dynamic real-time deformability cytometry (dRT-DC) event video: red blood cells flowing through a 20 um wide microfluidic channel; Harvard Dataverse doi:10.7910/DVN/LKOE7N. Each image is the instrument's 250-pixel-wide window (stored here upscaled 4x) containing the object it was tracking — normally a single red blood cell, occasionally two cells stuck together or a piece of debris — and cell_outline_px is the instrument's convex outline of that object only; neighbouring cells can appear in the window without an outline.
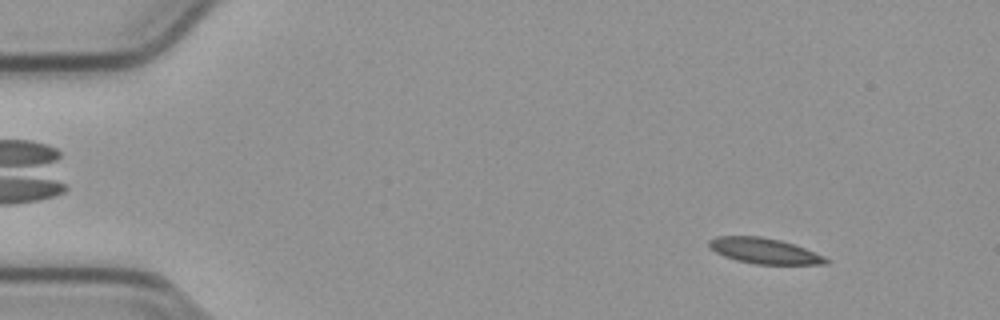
{"species": "common noctule bat (a hibernating species)", "species_latin": "Nyctalus noctula", "temperature_condition": "cold", "stored_images_in_passage": 54, "camera_frame_rate_fps": 3000, "um_per_image_px": 0.085, "animal": {"sex": "male", "body_mass_g": 23.1, "forearm_length_mm": 52.7}, "frame": {"image": 1, "passage_image": 6, "time_ms": 1.667, "image_size_px": [1000, 320], "cell_outline_px": [[828, 264], [756, 264], [736, 260], [724, 256], [716, 252], [708, 244], [708, 240], [716, 236], [760, 236], [780, 240], [796, 244], [824, 256], [828, 260]], "centroid_in_image_um": [64.97, 21.31], "position_along_channel_um": 20.0, "area_um2": 17.4}}
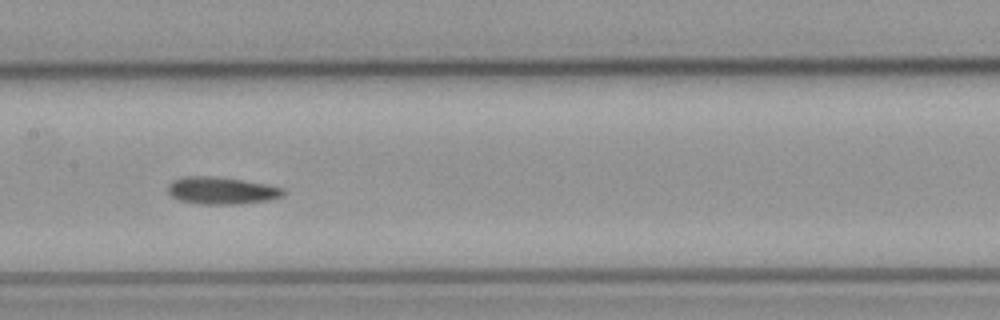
{"frame": {"image": 2, "passage_image": 27, "time_ms": 8.667, "image_size_px": [1000, 320], "cell_outline_px": [[284, 196], [268, 200], [236, 204], [196, 204], [180, 200], [172, 196], [168, 192], [168, 184], [172, 180], [184, 176], [208, 176], [240, 180], [264, 184], [284, 188]], "centroid_in_image_um": [18.8, 16.2], "position_along_channel_um": 188.6, "area_um2": 18.15}}
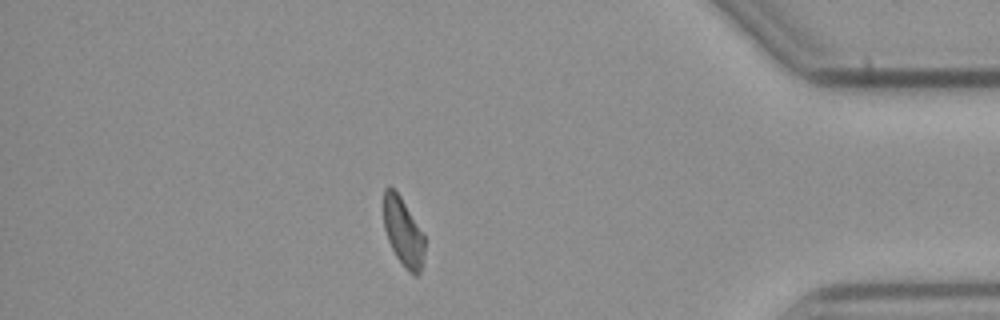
{"frame": {"image": 3, "passage_image": 47, "time_ms": 15.333, "image_size_px": [1000, 320], "cell_outline_px": [[424, 252], [420, 272], [416, 276], [412, 276], [408, 272], [396, 256], [388, 240], [384, 228], [384, 188], [388, 184], [400, 196], [424, 236]], "centroid_in_image_um": [34.25, 19.74], "position_along_channel_um": 400.9, "area_um2": 16.07}, "authors_computed_cell_mechanics": {"area_um2": 17.6001, "velocity_mm_per_s": 3.7832, "shape_relaxation_time_tau1_ms": 10.549, "shape_relaxation_time_tau2_ms": null, "deformation_change_tau1": 0.1893, "deformation_change_tau2": null}}